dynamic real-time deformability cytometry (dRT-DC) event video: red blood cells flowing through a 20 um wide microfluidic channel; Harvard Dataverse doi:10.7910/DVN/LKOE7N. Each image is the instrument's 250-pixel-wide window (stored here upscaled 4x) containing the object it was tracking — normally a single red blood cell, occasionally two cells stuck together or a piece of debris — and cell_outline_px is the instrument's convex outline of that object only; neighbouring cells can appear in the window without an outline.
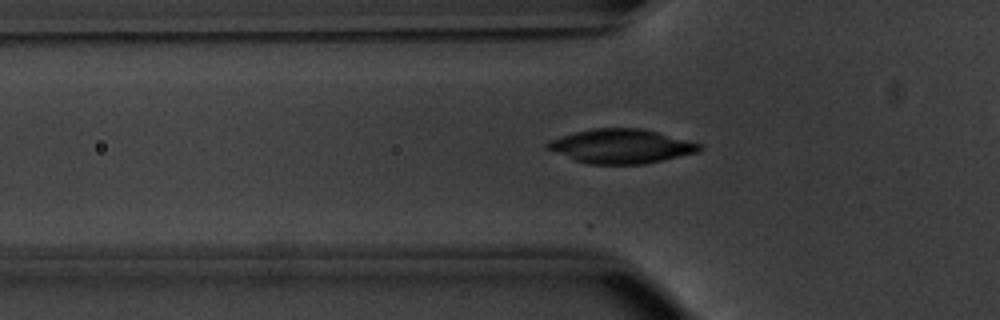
{"species": "common noctule bat (a hibernating species)", "species_latin": "Nyctalus noctula", "temperature_condition": "warm", "stored_images_in_passage": 6, "camera_frame_rate_fps": 3000, "um_per_image_px": 0.085, "animal": {"sex": "male", "body_mass_g": 20.1, "forearm_length_mm": 53.5}, "frame": {"image": 1, "passage_image": 2, "time_ms": 0.333, "image_size_px": [1000, 320], "cell_outline_px": [[704, 148], [700, 152], [644, 164], [588, 164], [576, 160], [544, 148], [544, 144], [552, 140], [576, 132], [592, 128], [644, 128], [704, 144]], "centroid_in_image_um": [52.88, 12.43], "position_along_channel_um": 72.9, "area_um2": 30.4}}